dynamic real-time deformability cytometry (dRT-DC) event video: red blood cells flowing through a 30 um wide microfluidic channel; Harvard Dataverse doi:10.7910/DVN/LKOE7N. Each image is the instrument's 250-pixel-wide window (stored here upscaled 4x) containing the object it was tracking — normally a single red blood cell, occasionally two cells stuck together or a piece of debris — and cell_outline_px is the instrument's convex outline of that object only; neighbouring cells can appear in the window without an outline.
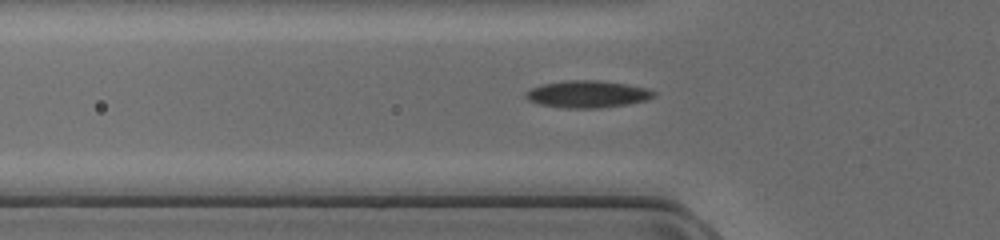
{"species": "common noctule bat (a hibernating species)", "species_latin": "Nyctalus noctula", "temperature_condition": "cold", "stored_images_in_passage": 31, "camera_frame_rate_fps": 3000, "um_per_image_px": 0.085, "animal": {"sex": "female", "body_mass_g": 17.0, "forearm_length_mm": 48.0}, "frame": {"image": 1, "passage_image": 5, "time_ms": 1.333, "image_size_px": [1000, 240], "cell_outline_px": [[656, 96], [648, 100], [628, 104], [600, 108], [564, 108], [540, 104], [528, 100], [524, 96], [524, 92], [540, 84], [564, 80], [600, 80], [628, 84], [648, 88], [656, 92]], "centroid_in_image_um": [49.95, 7.99], "position_along_channel_um": 75.8, "area_um2": 20.58}}
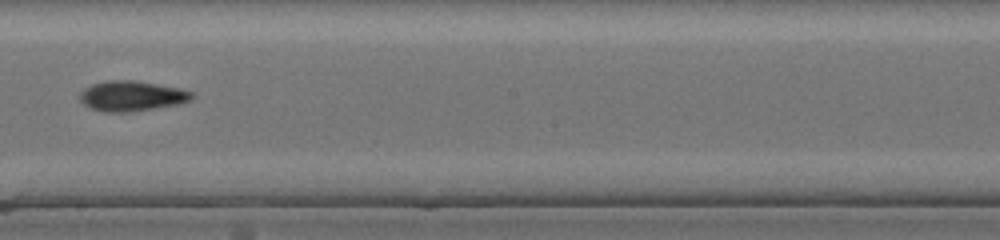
{"frame": {"image": 2, "passage_image": 16, "time_ms": 5.0, "image_size_px": [1000, 240], "cell_outline_px": [[196, 96], [192, 100], [180, 104], [156, 108], [120, 112], [104, 112], [92, 108], [84, 104], [80, 100], [80, 92], [84, 88], [92, 84], [104, 80], [136, 80], [180, 88], [192, 92]], "centroid_in_image_um": [11.22, 8.14], "position_along_channel_um": 237.0, "area_um2": 19.83}}
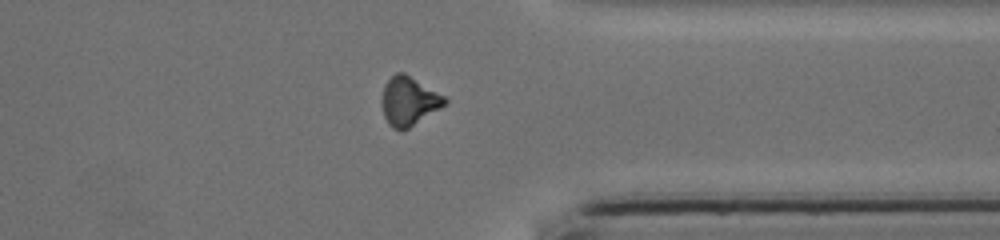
{"frame": {"image": 3, "passage_image": 26, "time_ms": 8.333, "image_size_px": [1000, 240], "cell_outline_px": [[448, 104], [404, 132], [400, 132], [392, 128], [388, 124], [384, 116], [380, 100], [384, 84], [396, 72], [404, 72], [444, 96], [448, 100]], "centroid_in_image_um": [34.74, 8.64], "position_along_channel_um": 376.7, "area_um2": 18.38}}